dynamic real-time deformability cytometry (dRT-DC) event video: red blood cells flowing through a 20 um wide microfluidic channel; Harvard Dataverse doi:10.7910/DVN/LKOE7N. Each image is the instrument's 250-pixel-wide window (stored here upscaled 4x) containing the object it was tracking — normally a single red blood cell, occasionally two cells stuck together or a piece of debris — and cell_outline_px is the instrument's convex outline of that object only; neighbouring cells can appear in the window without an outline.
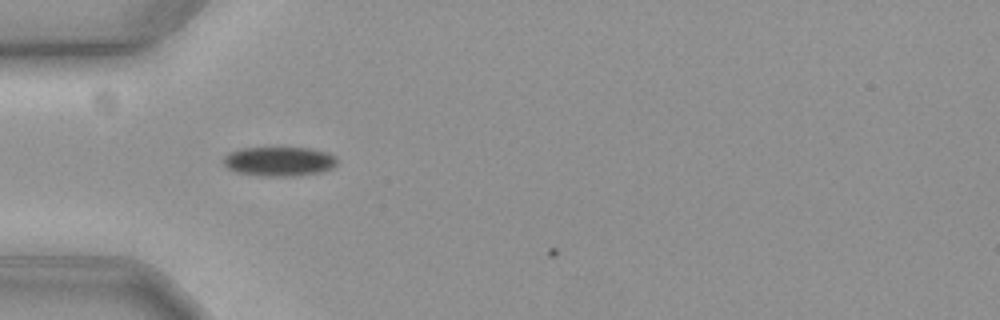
{"species": "common noctule bat (a hibernating species)", "species_latin": "Nyctalus noctula", "temperature_condition": "cold", "stored_images_in_passage": 9, "camera_frame_rate_fps": 3000, "um_per_image_px": 0.085, "animal": {"sex": "female", "body_mass_g": 19.3, "forearm_length_mm": 54.1}, "frame": {"image": 1, "passage_image": 7, "time_ms": 2.0, "image_size_px": [1000, 320], "cell_outline_px": [[336, 164], [332, 168], [320, 172], [292, 176], [264, 176], [236, 172], [228, 168], [224, 164], [224, 156], [228, 152], [240, 148], [312, 148], [328, 152], [336, 156]], "centroid_in_image_um": [23.73, 13.71], "position_along_channel_um": 61.3, "area_um2": 19.48}}